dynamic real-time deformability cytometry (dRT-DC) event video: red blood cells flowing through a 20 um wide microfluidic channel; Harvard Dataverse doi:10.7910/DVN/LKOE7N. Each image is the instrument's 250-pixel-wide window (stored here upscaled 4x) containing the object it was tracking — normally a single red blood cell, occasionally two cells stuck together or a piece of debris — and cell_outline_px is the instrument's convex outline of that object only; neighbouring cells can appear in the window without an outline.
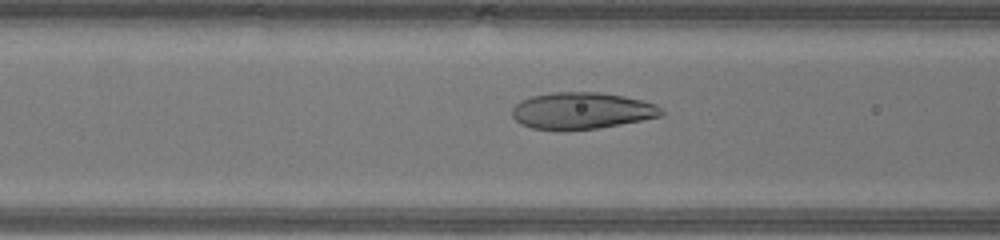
{"species": "human", "species_latin": "Homo sapiens", "temperature_condition": "warm", "stored_images_in_passage": 29, "camera_frame_rate_fps": 3000, "um_per_image_px": 0.085, "donor": {"sex": "male"}, "frame": {"image": 1, "passage_image": 9, "time_ms": 2.667, "image_size_px": [1000, 240], "cell_outline_px": [[664, 116], [620, 124], [596, 128], [532, 128], [520, 124], [512, 116], [512, 108], [520, 100], [532, 96], [552, 92], [600, 92], [624, 96], [644, 100], [656, 104], [664, 112]], "centroid_in_image_um": [49.48, 9.38], "position_along_channel_um": 117.1, "area_um2": 31.5}}
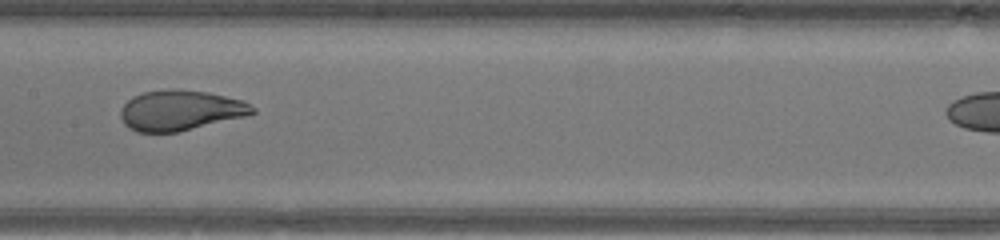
{"frame": {"image": 2, "passage_image": 14, "time_ms": 4.333, "image_size_px": [1000, 240], "cell_outline_px": [[256, 112], [244, 116], [176, 132], [136, 132], [128, 128], [124, 124], [120, 116], [120, 112], [124, 104], [132, 96], [144, 92], [172, 88], [176, 88], [208, 92], [244, 100], [256, 108]], "centroid_in_image_um": [15.31, 9.36], "position_along_channel_um": 192.1, "area_um2": 30.98}}
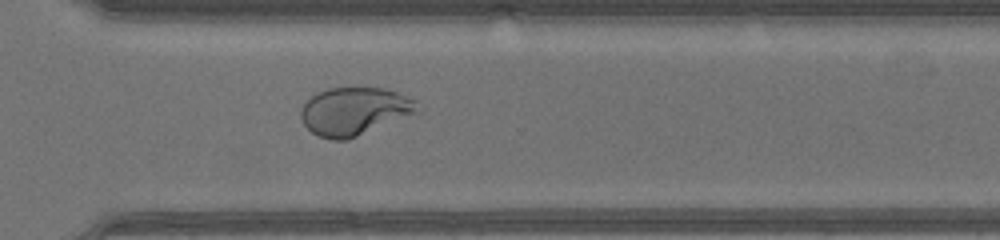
{"frame": {"image": 3, "passage_image": 24, "time_ms": 7.667, "image_size_px": [1000, 240], "cell_outline_px": [[420, 112], [348, 140], [332, 140], [320, 136], [312, 132], [304, 124], [300, 116], [300, 108], [316, 92], [328, 88], [388, 88], [416, 100]], "centroid_in_image_um": [30.14, 9.46], "position_along_channel_um": 340.5, "area_um2": 32.71}}